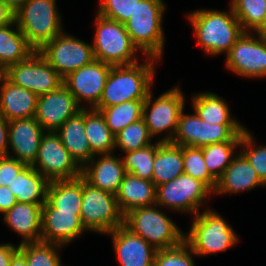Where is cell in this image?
I'll return each instance as SVG.
<instances>
[{
	"mask_svg": "<svg viewBox=\"0 0 266 266\" xmlns=\"http://www.w3.org/2000/svg\"><path fill=\"white\" fill-rule=\"evenodd\" d=\"M160 60L146 57L142 63L112 66L95 108L111 107L131 100H146L155 78V63Z\"/></svg>",
	"mask_w": 266,
	"mask_h": 266,
	"instance_id": "1",
	"label": "cell"
},
{
	"mask_svg": "<svg viewBox=\"0 0 266 266\" xmlns=\"http://www.w3.org/2000/svg\"><path fill=\"white\" fill-rule=\"evenodd\" d=\"M186 15L196 35V45L207 55L227 54L244 32L231 6L229 12L196 9Z\"/></svg>",
	"mask_w": 266,
	"mask_h": 266,
	"instance_id": "2",
	"label": "cell"
},
{
	"mask_svg": "<svg viewBox=\"0 0 266 266\" xmlns=\"http://www.w3.org/2000/svg\"><path fill=\"white\" fill-rule=\"evenodd\" d=\"M163 0H140L124 23L133 44L146 57H163L165 34L162 26L166 11Z\"/></svg>",
	"mask_w": 266,
	"mask_h": 266,
	"instance_id": "3",
	"label": "cell"
},
{
	"mask_svg": "<svg viewBox=\"0 0 266 266\" xmlns=\"http://www.w3.org/2000/svg\"><path fill=\"white\" fill-rule=\"evenodd\" d=\"M219 214L214 209L206 208L193 216L190 230L184 233V241L195 256L225 252L239 242L236 231Z\"/></svg>",
	"mask_w": 266,
	"mask_h": 266,
	"instance_id": "4",
	"label": "cell"
},
{
	"mask_svg": "<svg viewBox=\"0 0 266 266\" xmlns=\"http://www.w3.org/2000/svg\"><path fill=\"white\" fill-rule=\"evenodd\" d=\"M158 208L155 204L132 209L124 214L123 225L156 250L178 246L184 241V231Z\"/></svg>",
	"mask_w": 266,
	"mask_h": 266,
	"instance_id": "5",
	"label": "cell"
},
{
	"mask_svg": "<svg viewBox=\"0 0 266 266\" xmlns=\"http://www.w3.org/2000/svg\"><path fill=\"white\" fill-rule=\"evenodd\" d=\"M56 4V0H28L15 11L19 30L36 51L64 31Z\"/></svg>",
	"mask_w": 266,
	"mask_h": 266,
	"instance_id": "6",
	"label": "cell"
},
{
	"mask_svg": "<svg viewBox=\"0 0 266 266\" xmlns=\"http://www.w3.org/2000/svg\"><path fill=\"white\" fill-rule=\"evenodd\" d=\"M95 28L92 47L96 60L112 66L141 62L137 58V54L140 52L133 44L124 24L97 13Z\"/></svg>",
	"mask_w": 266,
	"mask_h": 266,
	"instance_id": "7",
	"label": "cell"
},
{
	"mask_svg": "<svg viewBox=\"0 0 266 266\" xmlns=\"http://www.w3.org/2000/svg\"><path fill=\"white\" fill-rule=\"evenodd\" d=\"M80 219L86 231L105 235L123 225L124 214L115 194L92 186L82 177Z\"/></svg>",
	"mask_w": 266,
	"mask_h": 266,
	"instance_id": "8",
	"label": "cell"
},
{
	"mask_svg": "<svg viewBox=\"0 0 266 266\" xmlns=\"http://www.w3.org/2000/svg\"><path fill=\"white\" fill-rule=\"evenodd\" d=\"M184 108L185 96L179 85L167 90L155 100L151 90L143 105V119L150 135L160 136L164 132L165 135L159 141L172 142L180 113Z\"/></svg>",
	"mask_w": 266,
	"mask_h": 266,
	"instance_id": "9",
	"label": "cell"
},
{
	"mask_svg": "<svg viewBox=\"0 0 266 266\" xmlns=\"http://www.w3.org/2000/svg\"><path fill=\"white\" fill-rule=\"evenodd\" d=\"M183 109L172 143L179 146L203 147L213 143L241 141L246 129L242 124H209L201 120L194 111L185 114Z\"/></svg>",
	"mask_w": 266,
	"mask_h": 266,
	"instance_id": "10",
	"label": "cell"
},
{
	"mask_svg": "<svg viewBox=\"0 0 266 266\" xmlns=\"http://www.w3.org/2000/svg\"><path fill=\"white\" fill-rule=\"evenodd\" d=\"M211 194L213 191L205 183L183 173L156 186V204L160 208L196 215Z\"/></svg>",
	"mask_w": 266,
	"mask_h": 266,
	"instance_id": "11",
	"label": "cell"
},
{
	"mask_svg": "<svg viewBox=\"0 0 266 266\" xmlns=\"http://www.w3.org/2000/svg\"><path fill=\"white\" fill-rule=\"evenodd\" d=\"M38 52L63 79L95 59L91 44L64 31L45 43Z\"/></svg>",
	"mask_w": 266,
	"mask_h": 266,
	"instance_id": "12",
	"label": "cell"
},
{
	"mask_svg": "<svg viewBox=\"0 0 266 266\" xmlns=\"http://www.w3.org/2000/svg\"><path fill=\"white\" fill-rule=\"evenodd\" d=\"M31 166L49 182L82 176V168L63 146L59 134L55 131L44 133L37 157Z\"/></svg>",
	"mask_w": 266,
	"mask_h": 266,
	"instance_id": "13",
	"label": "cell"
},
{
	"mask_svg": "<svg viewBox=\"0 0 266 266\" xmlns=\"http://www.w3.org/2000/svg\"><path fill=\"white\" fill-rule=\"evenodd\" d=\"M225 65L238 76L265 78L266 37L255 32H243L226 54Z\"/></svg>",
	"mask_w": 266,
	"mask_h": 266,
	"instance_id": "14",
	"label": "cell"
},
{
	"mask_svg": "<svg viewBox=\"0 0 266 266\" xmlns=\"http://www.w3.org/2000/svg\"><path fill=\"white\" fill-rule=\"evenodd\" d=\"M6 77L37 96L57 90L63 85V78L38 51H34L27 59L10 65Z\"/></svg>",
	"mask_w": 266,
	"mask_h": 266,
	"instance_id": "15",
	"label": "cell"
},
{
	"mask_svg": "<svg viewBox=\"0 0 266 266\" xmlns=\"http://www.w3.org/2000/svg\"><path fill=\"white\" fill-rule=\"evenodd\" d=\"M111 68L112 65L94 59L65 77L63 84L73 94L81 108H87L88 105L90 109L95 108L102 97Z\"/></svg>",
	"mask_w": 266,
	"mask_h": 266,
	"instance_id": "16",
	"label": "cell"
},
{
	"mask_svg": "<svg viewBox=\"0 0 266 266\" xmlns=\"http://www.w3.org/2000/svg\"><path fill=\"white\" fill-rule=\"evenodd\" d=\"M81 109L73 94L63 84L57 90L38 96L34 118L45 131L56 132Z\"/></svg>",
	"mask_w": 266,
	"mask_h": 266,
	"instance_id": "17",
	"label": "cell"
},
{
	"mask_svg": "<svg viewBox=\"0 0 266 266\" xmlns=\"http://www.w3.org/2000/svg\"><path fill=\"white\" fill-rule=\"evenodd\" d=\"M84 232L79 212H58L47 201L42 205L41 241L64 246Z\"/></svg>",
	"mask_w": 266,
	"mask_h": 266,
	"instance_id": "18",
	"label": "cell"
},
{
	"mask_svg": "<svg viewBox=\"0 0 266 266\" xmlns=\"http://www.w3.org/2000/svg\"><path fill=\"white\" fill-rule=\"evenodd\" d=\"M45 132L34 117L9 121L8 149L12 148L14 156H7L32 165Z\"/></svg>",
	"mask_w": 266,
	"mask_h": 266,
	"instance_id": "19",
	"label": "cell"
},
{
	"mask_svg": "<svg viewBox=\"0 0 266 266\" xmlns=\"http://www.w3.org/2000/svg\"><path fill=\"white\" fill-rule=\"evenodd\" d=\"M108 235L112 238L114 253L120 266L154 265L157 250L124 225L109 232Z\"/></svg>",
	"mask_w": 266,
	"mask_h": 266,
	"instance_id": "20",
	"label": "cell"
},
{
	"mask_svg": "<svg viewBox=\"0 0 266 266\" xmlns=\"http://www.w3.org/2000/svg\"><path fill=\"white\" fill-rule=\"evenodd\" d=\"M97 156L82 168V177L92 186L116 194L126 175L122 157H119L123 155L120 153L115 156L111 153Z\"/></svg>",
	"mask_w": 266,
	"mask_h": 266,
	"instance_id": "21",
	"label": "cell"
},
{
	"mask_svg": "<svg viewBox=\"0 0 266 266\" xmlns=\"http://www.w3.org/2000/svg\"><path fill=\"white\" fill-rule=\"evenodd\" d=\"M237 153L230 165L217 179L214 195L251 191L260 185L266 187L248 160L240 152Z\"/></svg>",
	"mask_w": 266,
	"mask_h": 266,
	"instance_id": "22",
	"label": "cell"
},
{
	"mask_svg": "<svg viewBox=\"0 0 266 266\" xmlns=\"http://www.w3.org/2000/svg\"><path fill=\"white\" fill-rule=\"evenodd\" d=\"M38 96L12 83L7 77L0 85V113L7 120L35 116Z\"/></svg>",
	"mask_w": 266,
	"mask_h": 266,
	"instance_id": "23",
	"label": "cell"
},
{
	"mask_svg": "<svg viewBox=\"0 0 266 266\" xmlns=\"http://www.w3.org/2000/svg\"><path fill=\"white\" fill-rule=\"evenodd\" d=\"M42 205L17 202L3 214V222L22 237L19 244L41 241Z\"/></svg>",
	"mask_w": 266,
	"mask_h": 266,
	"instance_id": "24",
	"label": "cell"
},
{
	"mask_svg": "<svg viewBox=\"0 0 266 266\" xmlns=\"http://www.w3.org/2000/svg\"><path fill=\"white\" fill-rule=\"evenodd\" d=\"M56 132L63 146L81 168L95 156L85 134V108L67 119Z\"/></svg>",
	"mask_w": 266,
	"mask_h": 266,
	"instance_id": "25",
	"label": "cell"
},
{
	"mask_svg": "<svg viewBox=\"0 0 266 266\" xmlns=\"http://www.w3.org/2000/svg\"><path fill=\"white\" fill-rule=\"evenodd\" d=\"M123 214L128 211L156 204V186L153 181L126 173L115 194Z\"/></svg>",
	"mask_w": 266,
	"mask_h": 266,
	"instance_id": "26",
	"label": "cell"
},
{
	"mask_svg": "<svg viewBox=\"0 0 266 266\" xmlns=\"http://www.w3.org/2000/svg\"><path fill=\"white\" fill-rule=\"evenodd\" d=\"M49 181L31 165H25L9 184L17 202L44 204Z\"/></svg>",
	"mask_w": 266,
	"mask_h": 266,
	"instance_id": "27",
	"label": "cell"
},
{
	"mask_svg": "<svg viewBox=\"0 0 266 266\" xmlns=\"http://www.w3.org/2000/svg\"><path fill=\"white\" fill-rule=\"evenodd\" d=\"M183 173L182 146L157 140L152 175L155 186L169 182Z\"/></svg>",
	"mask_w": 266,
	"mask_h": 266,
	"instance_id": "28",
	"label": "cell"
},
{
	"mask_svg": "<svg viewBox=\"0 0 266 266\" xmlns=\"http://www.w3.org/2000/svg\"><path fill=\"white\" fill-rule=\"evenodd\" d=\"M46 201L58 212H79L82 204V176L48 183Z\"/></svg>",
	"mask_w": 266,
	"mask_h": 266,
	"instance_id": "29",
	"label": "cell"
},
{
	"mask_svg": "<svg viewBox=\"0 0 266 266\" xmlns=\"http://www.w3.org/2000/svg\"><path fill=\"white\" fill-rule=\"evenodd\" d=\"M34 51L15 21L0 28V63L5 68L27 59Z\"/></svg>",
	"mask_w": 266,
	"mask_h": 266,
	"instance_id": "30",
	"label": "cell"
},
{
	"mask_svg": "<svg viewBox=\"0 0 266 266\" xmlns=\"http://www.w3.org/2000/svg\"><path fill=\"white\" fill-rule=\"evenodd\" d=\"M191 100L193 111L209 124H241L231 115L227 102L216 93H196Z\"/></svg>",
	"mask_w": 266,
	"mask_h": 266,
	"instance_id": "31",
	"label": "cell"
},
{
	"mask_svg": "<svg viewBox=\"0 0 266 266\" xmlns=\"http://www.w3.org/2000/svg\"><path fill=\"white\" fill-rule=\"evenodd\" d=\"M85 134L95 155L114 153L115 135L99 110L85 108Z\"/></svg>",
	"mask_w": 266,
	"mask_h": 266,
	"instance_id": "32",
	"label": "cell"
},
{
	"mask_svg": "<svg viewBox=\"0 0 266 266\" xmlns=\"http://www.w3.org/2000/svg\"><path fill=\"white\" fill-rule=\"evenodd\" d=\"M144 102L145 100H131L111 107L94 109L101 112L106 125L116 135L127 125L143 118Z\"/></svg>",
	"mask_w": 266,
	"mask_h": 266,
	"instance_id": "33",
	"label": "cell"
},
{
	"mask_svg": "<svg viewBox=\"0 0 266 266\" xmlns=\"http://www.w3.org/2000/svg\"><path fill=\"white\" fill-rule=\"evenodd\" d=\"M241 141H226L201 147L209 173L217 180L237 155ZM235 153V154H234Z\"/></svg>",
	"mask_w": 266,
	"mask_h": 266,
	"instance_id": "34",
	"label": "cell"
},
{
	"mask_svg": "<svg viewBox=\"0 0 266 266\" xmlns=\"http://www.w3.org/2000/svg\"><path fill=\"white\" fill-rule=\"evenodd\" d=\"M230 6L244 32H256L266 18V0H231Z\"/></svg>",
	"mask_w": 266,
	"mask_h": 266,
	"instance_id": "35",
	"label": "cell"
},
{
	"mask_svg": "<svg viewBox=\"0 0 266 266\" xmlns=\"http://www.w3.org/2000/svg\"><path fill=\"white\" fill-rule=\"evenodd\" d=\"M64 246L48 242H27L19 244V251L25 256L28 266H63L59 250Z\"/></svg>",
	"mask_w": 266,
	"mask_h": 266,
	"instance_id": "36",
	"label": "cell"
},
{
	"mask_svg": "<svg viewBox=\"0 0 266 266\" xmlns=\"http://www.w3.org/2000/svg\"><path fill=\"white\" fill-rule=\"evenodd\" d=\"M152 138L145 120L141 118L115 135V150L119 148L123 153L139 150L153 144Z\"/></svg>",
	"mask_w": 266,
	"mask_h": 266,
	"instance_id": "37",
	"label": "cell"
},
{
	"mask_svg": "<svg viewBox=\"0 0 266 266\" xmlns=\"http://www.w3.org/2000/svg\"><path fill=\"white\" fill-rule=\"evenodd\" d=\"M157 151V141L139 150L124 153L122 161L126 173H131L138 178L152 181L153 163Z\"/></svg>",
	"mask_w": 266,
	"mask_h": 266,
	"instance_id": "38",
	"label": "cell"
},
{
	"mask_svg": "<svg viewBox=\"0 0 266 266\" xmlns=\"http://www.w3.org/2000/svg\"><path fill=\"white\" fill-rule=\"evenodd\" d=\"M184 174L205 183L212 191L217 180L207 170L202 148L182 146Z\"/></svg>",
	"mask_w": 266,
	"mask_h": 266,
	"instance_id": "39",
	"label": "cell"
},
{
	"mask_svg": "<svg viewBox=\"0 0 266 266\" xmlns=\"http://www.w3.org/2000/svg\"><path fill=\"white\" fill-rule=\"evenodd\" d=\"M254 142L253 135L246 128L242 133L239 152L248 160L260 180L266 185V145L255 147Z\"/></svg>",
	"mask_w": 266,
	"mask_h": 266,
	"instance_id": "40",
	"label": "cell"
},
{
	"mask_svg": "<svg viewBox=\"0 0 266 266\" xmlns=\"http://www.w3.org/2000/svg\"><path fill=\"white\" fill-rule=\"evenodd\" d=\"M193 251L183 241L178 246L157 250L153 266H195Z\"/></svg>",
	"mask_w": 266,
	"mask_h": 266,
	"instance_id": "41",
	"label": "cell"
},
{
	"mask_svg": "<svg viewBox=\"0 0 266 266\" xmlns=\"http://www.w3.org/2000/svg\"><path fill=\"white\" fill-rule=\"evenodd\" d=\"M140 0H100L97 13L124 24Z\"/></svg>",
	"mask_w": 266,
	"mask_h": 266,
	"instance_id": "42",
	"label": "cell"
},
{
	"mask_svg": "<svg viewBox=\"0 0 266 266\" xmlns=\"http://www.w3.org/2000/svg\"><path fill=\"white\" fill-rule=\"evenodd\" d=\"M26 164L5 156L0 163V186H9Z\"/></svg>",
	"mask_w": 266,
	"mask_h": 266,
	"instance_id": "43",
	"label": "cell"
},
{
	"mask_svg": "<svg viewBox=\"0 0 266 266\" xmlns=\"http://www.w3.org/2000/svg\"><path fill=\"white\" fill-rule=\"evenodd\" d=\"M17 203L16 196L7 186H0V214H5Z\"/></svg>",
	"mask_w": 266,
	"mask_h": 266,
	"instance_id": "44",
	"label": "cell"
},
{
	"mask_svg": "<svg viewBox=\"0 0 266 266\" xmlns=\"http://www.w3.org/2000/svg\"><path fill=\"white\" fill-rule=\"evenodd\" d=\"M9 121H7L0 113V153L7 156L8 147Z\"/></svg>",
	"mask_w": 266,
	"mask_h": 266,
	"instance_id": "45",
	"label": "cell"
},
{
	"mask_svg": "<svg viewBox=\"0 0 266 266\" xmlns=\"http://www.w3.org/2000/svg\"><path fill=\"white\" fill-rule=\"evenodd\" d=\"M19 250V245L0 243V266H9L12 256Z\"/></svg>",
	"mask_w": 266,
	"mask_h": 266,
	"instance_id": "46",
	"label": "cell"
},
{
	"mask_svg": "<svg viewBox=\"0 0 266 266\" xmlns=\"http://www.w3.org/2000/svg\"><path fill=\"white\" fill-rule=\"evenodd\" d=\"M15 21V12L0 0V28L8 26Z\"/></svg>",
	"mask_w": 266,
	"mask_h": 266,
	"instance_id": "47",
	"label": "cell"
},
{
	"mask_svg": "<svg viewBox=\"0 0 266 266\" xmlns=\"http://www.w3.org/2000/svg\"><path fill=\"white\" fill-rule=\"evenodd\" d=\"M9 266H28L25 256L18 250L11 258Z\"/></svg>",
	"mask_w": 266,
	"mask_h": 266,
	"instance_id": "48",
	"label": "cell"
},
{
	"mask_svg": "<svg viewBox=\"0 0 266 266\" xmlns=\"http://www.w3.org/2000/svg\"><path fill=\"white\" fill-rule=\"evenodd\" d=\"M7 6H9L14 12L17 11L28 0H1Z\"/></svg>",
	"mask_w": 266,
	"mask_h": 266,
	"instance_id": "49",
	"label": "cell"
},
{
	"mask_svg": "<svg viewBox=\"0 0 266 266\" xmlns=\"http://www.w3.org/2000/svg\"><path fill=\"white\" fill-rule=\"evenodd\" d=\"M7 68L0 63V85L6 79Z\"/></svg>",
	"mask_w": 266,
	"mask_h": 266,
	"instance_id": "50",
	"label": "cell"
},
{
	"mask_svg": "<svg viewBox=\"0 0 266 266\" xmlns=\"http://www.w3.org/2000/svg\"><path fill=\"white\" fill-rule=\"evenodd\" d=\"M255 33H258L262 35L263 37H266V18L264 20L263 25Z\"/></svg>",
	"mask_w": 266,
	"mask_h": 266,
	"instance_id": "51",
	"label": "cell"
},
{
	"mask_svg": "<svg viewBox=\"0 0 266 266\" xmlns=\"http://www.w3.org/2000/svg\"><path fill=\"white\" fill-rule=\"evenodd\" d=\"M4 157H5V155L0 153V163L3 160Z\"/></svg>",
	"mask_w": 266,
	"mask_h": 266,
	"instance_id": "52",
	"label": "cell"
}]
</instances>
